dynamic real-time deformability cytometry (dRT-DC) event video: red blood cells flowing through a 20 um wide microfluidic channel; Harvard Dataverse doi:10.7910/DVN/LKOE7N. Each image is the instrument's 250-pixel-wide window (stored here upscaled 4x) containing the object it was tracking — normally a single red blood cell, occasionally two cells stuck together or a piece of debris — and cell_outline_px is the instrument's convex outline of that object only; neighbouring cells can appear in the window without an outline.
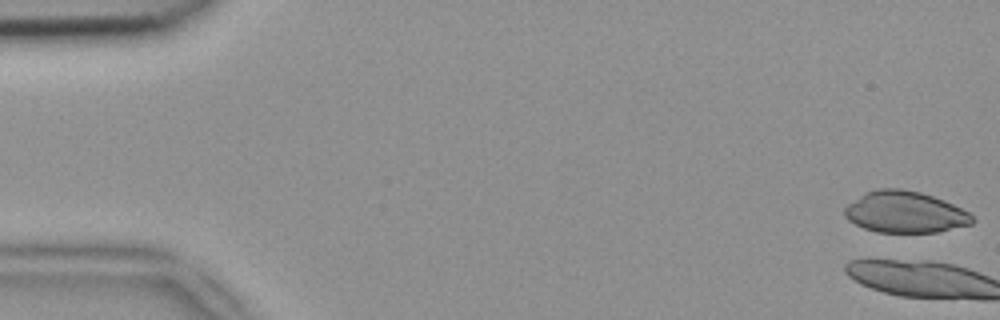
{"species": "common noctule bat (a hibernating species)", "species_latin": "Nyctalus noctula", "temperature_condition": "room temperature", "stored_images_in_passage": 17, "camera_frame_rate_fps": 3000, "um_per_image_px": 0.085, "animal": {"sex": "female", "body_mass_g": 18.4}, "frame": {"image": 1, "passage_image": 1, "time_ms": 0.0, "image_size_px": [1000, 320], "cell_outline_px": [[976, 220], [972, 224], [936, 232], [876, 232], [864, 228], [848, 220], [844, 216], [844, 208], [848, 204], [864, 192], [880, 188], [900, 188], [920, 192], [944, 200], [968, 212]], "centroid_in_image_um": [76.9, 18.02], "position_along_channel_um": 8.1, "area_um2": 30.81}}